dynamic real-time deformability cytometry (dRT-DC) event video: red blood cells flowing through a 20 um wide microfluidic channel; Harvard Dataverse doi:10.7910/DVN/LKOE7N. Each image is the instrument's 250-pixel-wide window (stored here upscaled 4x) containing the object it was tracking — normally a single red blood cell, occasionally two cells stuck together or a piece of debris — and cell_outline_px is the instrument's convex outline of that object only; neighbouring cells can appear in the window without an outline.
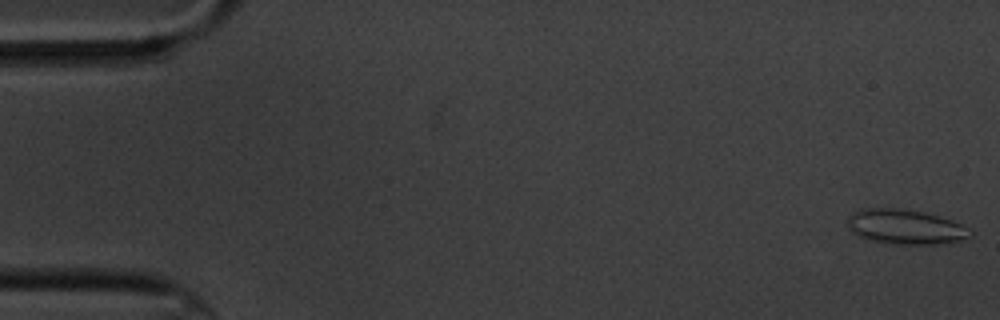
{"species": "common noctule bat (a hibernating species)", "species_latin": "Nyctalus noctula", "temperature_condition": "cold", "stored_images_in_passage": 15, "camera_frame_rate_fps": 3000, "um_per_image_px": 0.085, "animal": {"sex": "male", "body_mass_g": 20.1, "forearm_length_mm": 53.5}, "frame": {"image": 1, "passage_image": 1, "time_ms": 0.0, "image_size_px": [1000, 320], "cell_outline_px": [[972, 236], [960, 240], [936, 244], [892, 244], [868, 240], [852, 232], [848, 228], [848, 216], [860, 208], [900, 208], [924, 212], [972, 228]], "centroid_in_image_um": [76.93, 19.28], "position_along_channel_um": 8.1, "area_um2": 24.85}}
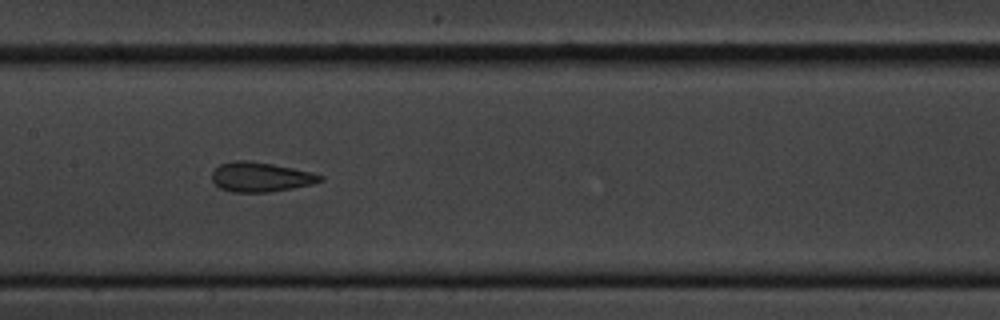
{"frame": {"image": 2, "passage_image": 8, "time_ms": 9.0, "image_size_px": [1000, 320], "cell_outline_px": [[324, 180], [312, 184], [292, 188], [268, 192], [232, 192], [220, 188], [212, 180], [212, 172], [220, 164], [236, 160], [248, 160], [272, 164], [312, 172], [324, 176]], "centroid_in_image_um": [22.16, 15.04], "position_along_channel_um": 185.2, "area_um2": 18.61}}
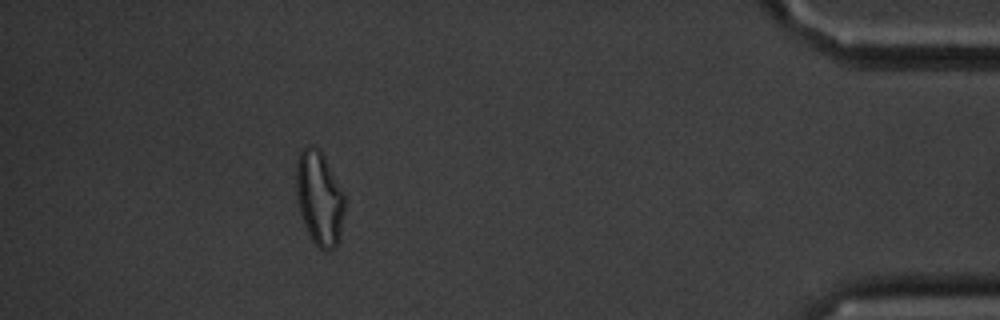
{"frame": {"image": 3, "passage_image": 14, "time_ms": 17.0, "image_size_px": [1000, 320], "cell_outline_px": [[344, 212], [340, 240], [328, 252], [324, 252], [312, 240], [308, 232], [300, 212], [296, 196], [296, 164], [300, 148], [312, 144], [320, 148], [344, 192]], "centroid_in_image_um": [27.14, 16.8], "position_along_channel_um": 408.1, "area_um2": 26.93}, "authors_computed_cell_mechanics": {"area_um2": 19.363, "velocity_mm_per_s": 3.4411, "shape_relaxation_time_tau1_ms": 2.2925, "shape_relaxation_time_tau2_ms": 0.9697, "deformation_change_tau1": 0.108, "deformation_change_tau2": 0.0755}}